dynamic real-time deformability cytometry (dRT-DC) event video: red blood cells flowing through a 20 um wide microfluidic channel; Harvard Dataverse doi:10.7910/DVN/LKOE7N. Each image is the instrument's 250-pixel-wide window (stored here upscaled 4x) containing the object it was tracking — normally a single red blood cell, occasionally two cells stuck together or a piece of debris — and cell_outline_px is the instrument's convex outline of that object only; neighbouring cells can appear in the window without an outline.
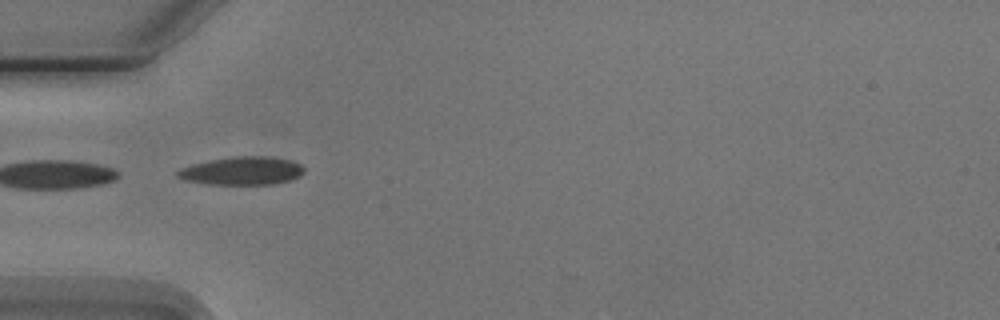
{"species": "Egyptian fruit bat (a non-hibernating species)", "species_latin": "Rousettus aegyptiacus", "temperature_condition": "cold", "stored_images_in_passage": 7, "camera_frame_rate_fps": 3000, "um_per_image_px": 0.085, "animal": {"sex": "male"}, "frame": {"image": 1, "passage_image": 2, "time_ms": 1.0, "image_size_px": [1000, 320], "cell_outline_px": [[304, 172], [300, 176], [292, 180], [276, 184], [208, 184], [184, 180], [176, 176], [176, 172], [180, 168], [192, 164], [208, 160], [232, 156], [272, 156], [292, 160], [300, 164], [304, 168]], "centroid_in_image_um": [20.59, 14.51], "position_along_channel_um": 64.4, "area_um2": 21.1}}
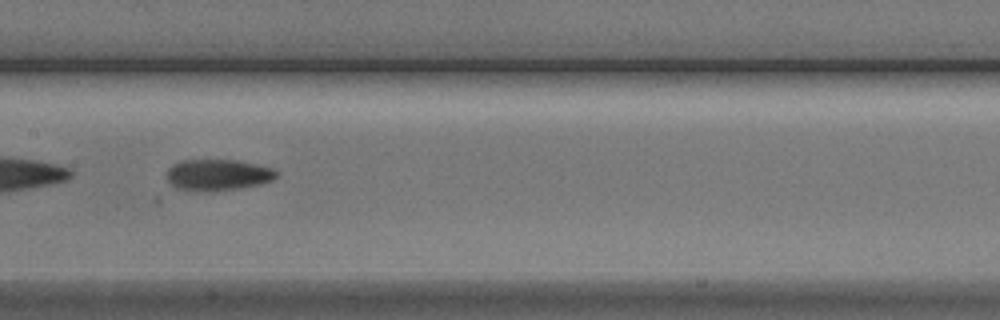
{"frame": {"image": 2, "passage_image": 5, "time_ms": 4.333, "image_size_px": [1000, 320], "cell_outline_px": [[276, 176], [272, 180], [260, 184], [240, 188], [176, 188], [168, 180], [168, 168], [172, 164], [184, 160], [236, 160], [256, 164], [272, 168], [276, 172]], "centroid_in_image_um": [18.55, 14.81], "position_along_channel_um": 188.9, "area_um2": 18.9}}
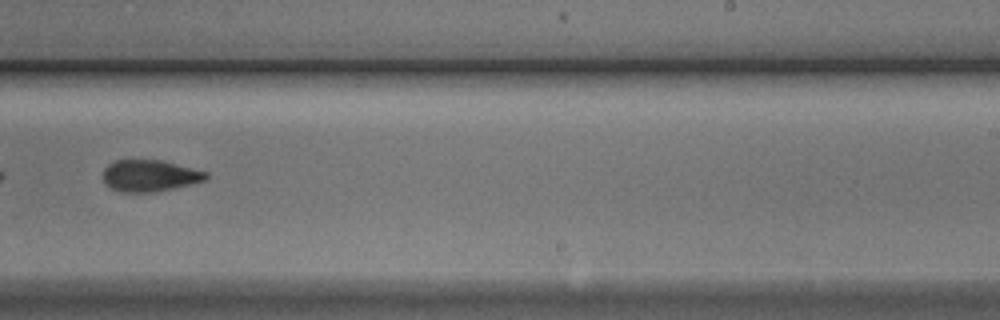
{"frame": {"image": 3, "passage_image": 7, "time_ms": 6.667, "image_size_px": [1000, 320], "cell_outline_px": [[208, 176], [204, 180], [192, 184], [176, 188], [156, 192], [120, 192], [104, 184], [104, 168], [108, 164], [116, 160], [160, 160], [208, 172]], "centroid_in_image_um": [12.72, 14.94], "position_along_channel_um": 276.3, "area_um2": 18.96}}